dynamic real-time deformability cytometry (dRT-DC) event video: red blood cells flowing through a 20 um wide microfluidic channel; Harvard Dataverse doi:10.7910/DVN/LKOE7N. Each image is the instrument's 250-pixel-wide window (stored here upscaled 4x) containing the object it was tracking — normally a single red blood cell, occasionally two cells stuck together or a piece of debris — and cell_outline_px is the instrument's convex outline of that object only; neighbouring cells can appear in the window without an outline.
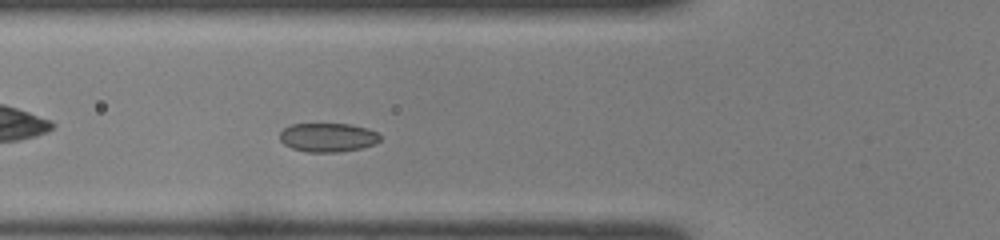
{"species": "common noctule bat (a hibernating species)", "species_latin": "Nyctalus noctula", "temperature_condition": "room temperature", "stored_images_in_passage": 40, "camera_frame_rate_fps": 3000, "um_per_image_px": 0.085, "animal": {"sex": "female", "body_mass_g": 22.0, "forearm_length_mm": 56.7}, "frame": {"image": 1, "passage_image": 9, "time_ms": 2.667, "image_size_px": [1000, 240], "cell_outline_px": [[380, 140], [376, 144], [360, 148], [340, 152], [304, 152], [292, 148], [284, 144], [280, 140], [280, 132], [284, 128], [292, 124], [348, 124], [368, 128], [376, 132], [380, 136]], "centroid_in_image_um": [27.86, 11.68], "position_along_channel_um": 97.9, "area_um2": 16.94}}
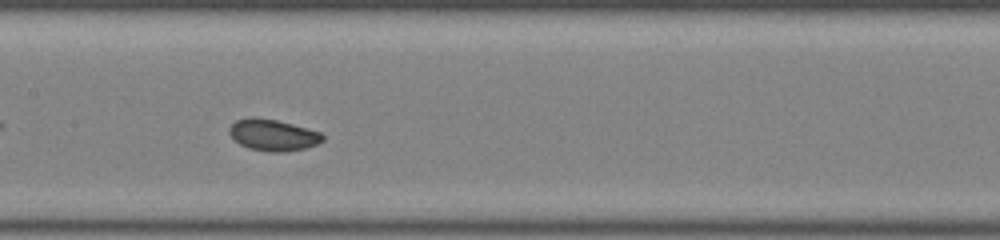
{"frame": {"image": 2, "passage_image": 15, "time_ms": 4.667, "image_size_px": [1000, 240], "cell_outline_px": [[324, 140], [316, 144], [304, 148], [284, 152], [272, 152], [248, 148], [240, 144], [228, 132], [228, 128], [236, 120], [252, 116], [256, 116], [276, 120], [292, 124], [320, 132], [324, 136]], "centroid_in_image_um": [23.18, 11.46], "position_along_channel_um": 184.2, "area_um2": 17.05}}
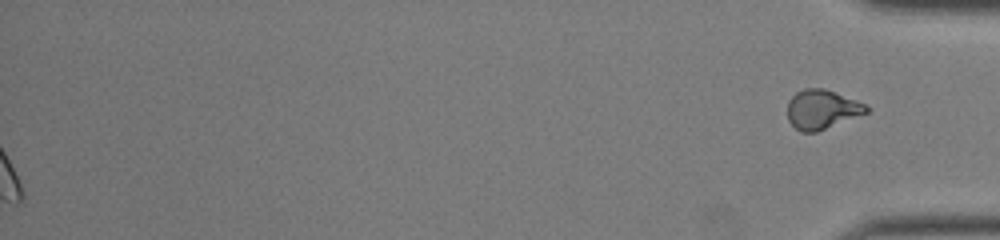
{"frame": {"image": 3, "passage_image": 40, "time_ms": 13.0, "image_size_px": [1000, 240], "cell_outline_px": [[868, 112], [816, 132], [800, 132], [788, 120], [788, 100], [796, 92], [804, 88], [824, 88], [836, 92], [856, 100], [864, 104], [868, 108]], "centroid_in_image_um": [69.83, 9.29], "position_along_channel_um": 365.4, "area_um2": 17.92}}